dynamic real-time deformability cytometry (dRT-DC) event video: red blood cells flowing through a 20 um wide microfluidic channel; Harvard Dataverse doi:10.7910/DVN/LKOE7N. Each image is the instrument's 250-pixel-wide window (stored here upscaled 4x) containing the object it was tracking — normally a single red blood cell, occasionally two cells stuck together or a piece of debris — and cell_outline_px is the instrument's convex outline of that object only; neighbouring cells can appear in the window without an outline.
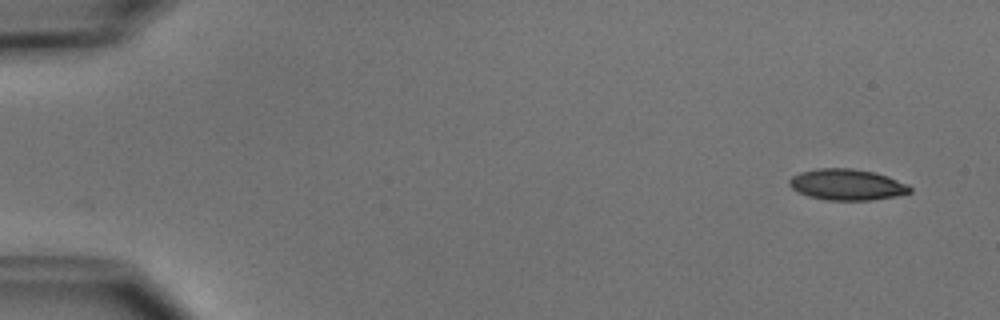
{"species": "common noctule bat (a hibernating species)", "species_latin": "Nyctalus noctula", "temperature_condition": "cold", "stored_images_in_passage": 2, "camera_frame_rate_fps": 3000, "um_per_image_px": 0.085, "animal": {"sex": "male", "body_mass_g": 15.6}, "frame": {"image": 1, "passage_image": 2, "time_ms": 1.333, "image_size_px": [1000, 320], "cell_outline_px": [[912, 192], [896, 196], [872, 200], [828, 200], [808, 196], [792, 188], [788, 184], [788, 180], [792, 176], [800, 172], [816, 168], [852, 168], [872, 172], [888, 176], [908, 184], [912, 188]], "centroid_in_image_um": [72.0, 15.69], "position_along_channel_um": 13.0, "area_um2": 21.91}}